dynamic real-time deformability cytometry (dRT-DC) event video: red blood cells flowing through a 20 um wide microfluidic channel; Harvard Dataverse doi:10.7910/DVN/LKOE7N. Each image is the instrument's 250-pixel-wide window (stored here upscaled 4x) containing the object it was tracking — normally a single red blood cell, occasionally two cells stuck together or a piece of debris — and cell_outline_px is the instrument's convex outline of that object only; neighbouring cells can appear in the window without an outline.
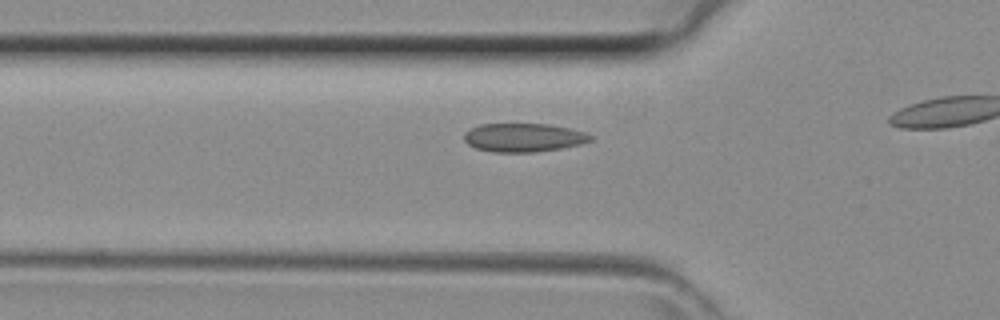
{"species": "common noctule bat (a hibernating species)", "species_latin": "Nyctalus noctula", "temperature_condition": "room temperature", "stored_images_in_passage": 15, "camera_frame_rate_fps": 3000, "um_per_image_px": 0.085, "animal": {"sex": "female", "body_mass_g": 29.2, "forearm_length_mm": 56.3}, "frame": {"image": 1, "passage_image": 11, "time_ms": 3.333, "image_size_px": [1000, 320], "cell_outline_px": [[592, 140], [580, 144], [560, 148], [536, 152], [492, 152], [476, 148], [468, 144], [464, 140], [464, 132], [480, 124], [548, 124], [568, 128], [584, 132], [592, 136]], "centroid_in_image_um": [44.48, 11.69], "position_along_channel_um": 81.3, "area_um2": 20.92}}